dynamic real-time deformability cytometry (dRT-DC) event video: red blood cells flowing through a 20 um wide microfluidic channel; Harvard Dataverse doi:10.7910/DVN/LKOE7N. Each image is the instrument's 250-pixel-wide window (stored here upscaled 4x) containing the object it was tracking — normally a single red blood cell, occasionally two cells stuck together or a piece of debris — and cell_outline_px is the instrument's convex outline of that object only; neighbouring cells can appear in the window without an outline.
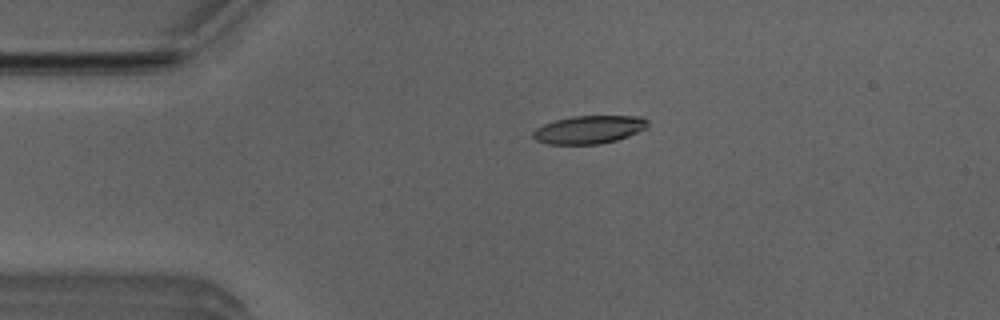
{"species": "Egyptian fruit bat (a non-hibernating species)", "species_latin": "Rousettus aegyptiacus", "temperature_condition": "room temperature", "stored_images_in_passage": 5, "camera_frame_rate_fps": 3000, "um_per_image_px": 0.085, "animal": {"sex": "male"}, "frame": {"image": 1, "passage_image": 3, "time_ms": 0.667, "image_size_px": [1000, 320], "cell_outline_px": [[648, 128], [628, 136], [616, 140], [600, 144], [548, 144], [536, 140], [532, 136], [532, 132], [536, 128], [544, 124], [556, 120], [572, 116], [640, 116], [648, 120]], "centroid_in_image_um": [50.08, 11.01], "position_along_channel_um": 34.9, "area_um2": 18.79}}